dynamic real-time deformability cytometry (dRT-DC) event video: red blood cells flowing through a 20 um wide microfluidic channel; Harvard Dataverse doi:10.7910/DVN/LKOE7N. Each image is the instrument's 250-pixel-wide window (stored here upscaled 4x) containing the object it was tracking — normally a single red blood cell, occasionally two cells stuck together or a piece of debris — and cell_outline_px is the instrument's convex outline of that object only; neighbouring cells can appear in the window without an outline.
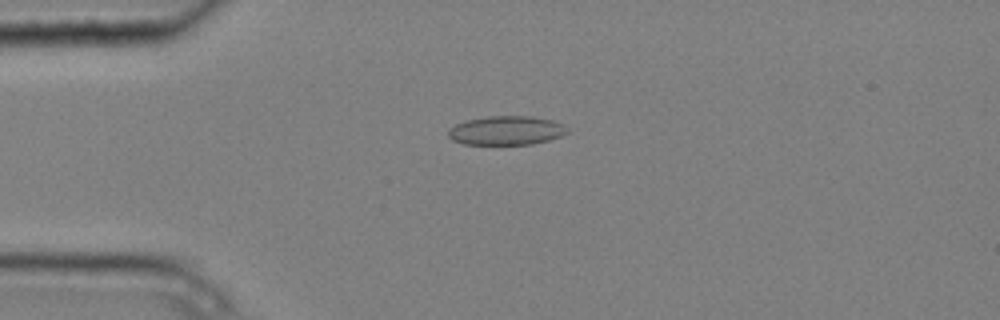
{"species": "common noctule bat (a hibernating species)", "species_latin": "Nyctalus noctula", "temperature_condition": "cold", "stored_images_in_passage": 7, "camera_frame_rate_fps": 3000, "um_per_image_px": 0.085, "animal": {"sex": "male", "body_mass_g": 20.4}, "frame": {"image": 1, "passage_image": 3, "time_ms": 0.667, "image_size_px": [1000, 320], "cell_outline_px": [[568, 132], [560, 136], [548, 140], [532, 144], [464, 144], [452, 140], [448, 136], [448, 128], [456, 124], [468, 120], [488, 116], [532, 116], [552, 120], [564, 124], [568, 128]], "centroid_in_image_um": [43.04, 11.09], "position_along_channel_um": 42.0, "area_um2": 20.11}}
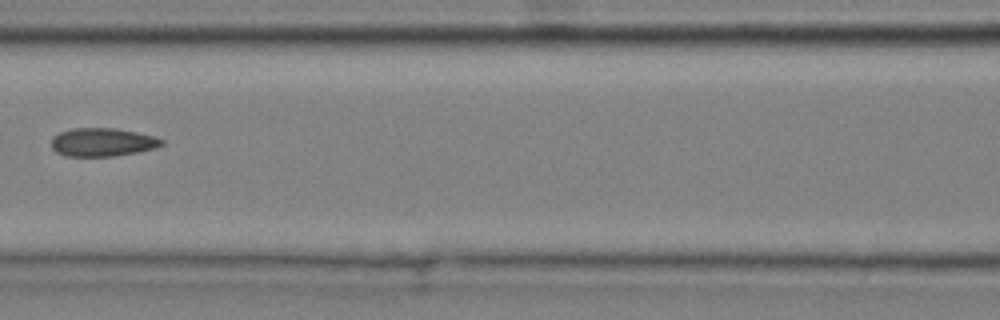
{"frame": {"image": 2, "passage_image": 6, "time_ms": 1.667, "image_size_px": [1000, 320], "cell_outline_px": [[164, 144], [156, 148], [116, 156], [64, 156], [56, 152], [52, 148], [52, 136], [60, 132], [72, 128], [116, 128], [156, 136], [164, 140]], "centroid_in_image_um": [8.72, 12.08], "position_along_channel_um": 157.9, "area_um2": 18.38}}
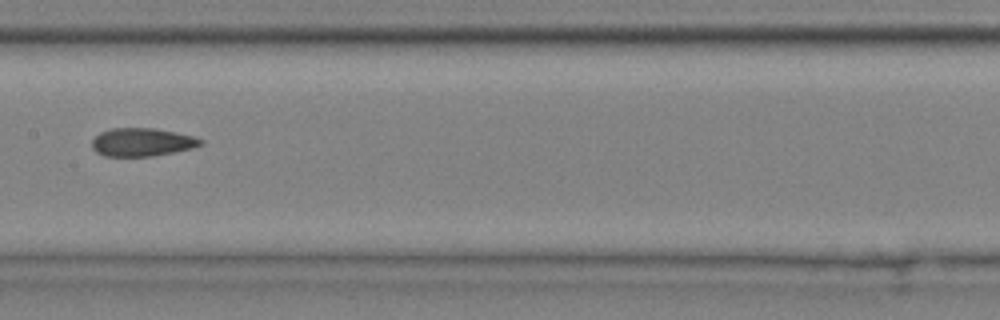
{"frame": {"image": 3, "passage_image": 7, "time_ms": 2.0, "image_size_px": [1000, 320], "cell_outline_px": [[204, 144], [192, 148], [156, 156], [104, 156], [96, 152], [92, 148], [92, 140], [100, 132], [112, 128], [156, 128], [196, 136], [204, 140]], "centroid_in_image_um": [12.11, 12.08], "position_along_channel_um": 195.3, "area_um2": 18.09}}